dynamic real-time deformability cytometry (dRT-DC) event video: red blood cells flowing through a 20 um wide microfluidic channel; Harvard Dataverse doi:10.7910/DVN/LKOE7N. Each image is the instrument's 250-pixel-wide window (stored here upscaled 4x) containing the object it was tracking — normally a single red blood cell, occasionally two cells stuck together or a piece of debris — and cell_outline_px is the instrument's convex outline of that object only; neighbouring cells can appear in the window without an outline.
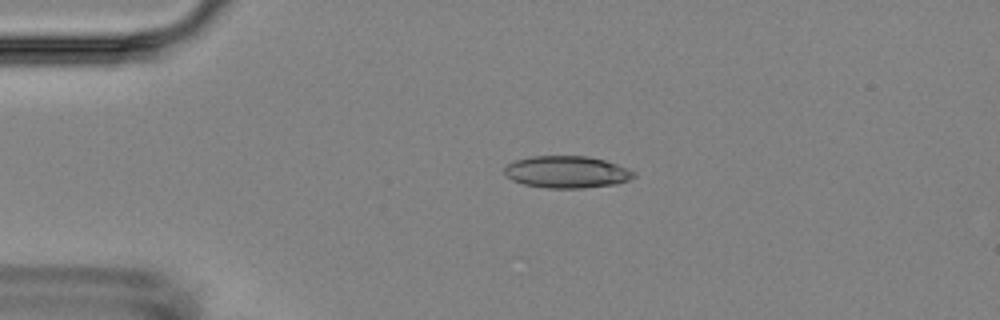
{"species": "Egyptian fruit bat (a non-hibernating species)", "species_latin": "Rousettus aegyptiacus", "temperature_condition": "room temperature", "stored_images_in_passage": 6, "camera_frame_rate_fps": 3000, "um_per_image_px": 0.085, "animal": {"sex": "female"}, "frame": {"image": 1, "passage_image": 4, "time_ms": 3.333, "image_size_px": [1000, 320], "cell_outline_px": [[636, 176], [628, 180], [616, 184], [584, 188], [548, 188], [524, 184], [512, 180], [504, 172], [504, 168], [508, 164], [516, 160], [532, 156], [588, 156], [604, 160], [616, 164], [636, 172]], "centroid_in_image_um": [48.19, 14.62], "position_along_channel_um": 36.8, "area_um2": 24.04}}